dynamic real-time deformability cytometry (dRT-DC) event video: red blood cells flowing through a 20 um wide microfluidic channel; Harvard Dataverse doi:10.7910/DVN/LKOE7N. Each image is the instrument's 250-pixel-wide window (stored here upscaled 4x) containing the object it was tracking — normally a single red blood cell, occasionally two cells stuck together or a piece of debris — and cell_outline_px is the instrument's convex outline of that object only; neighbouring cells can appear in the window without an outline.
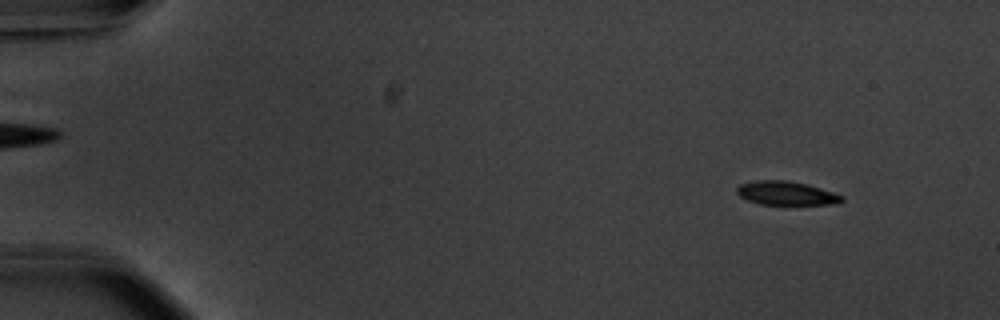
{"species": "common noctule bat (a hibernating species)", "species_latin": "Nyctalus noctula", "temperature_condition": "warm", "stored_images_in_passage": 55, "camera_frame_rate_fps": 3000, "um_per_image_px": 0.085, "animal": {"sex": "male", "body_mass_g": 20.1, "forearm_length_mm": 53.5}, "frame": {"image": 1, "passage_image": 6, "time_ms": 1.667, "image_size_px": [1000, 320], "cell_outline_px": [[844, 200], [836, 204], [760, 204], [748, 200], [740, 196], [736, 192], [736, 188], [740, 184], [756, 180], [788, 180], [820, 188], [844, 196]], "centroid_in_image_um": [66.81, 16.42], "position_along_channel_um": 18.2, "area_um2": 14.39}}
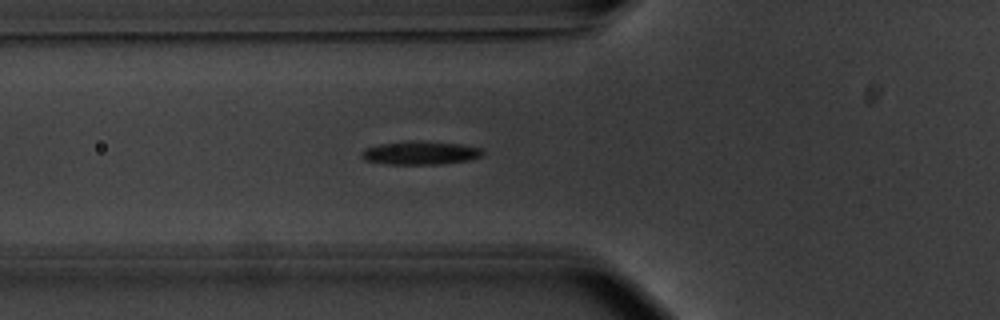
{"frame": {"image": 2, "passage_image": 21, "time_ms": 6.667, "image_size_px": [1000, 320], "cell_outline_px": [[484, 156], [468, 160], [440, 164], [384, 164], [364, 160], [360, 156], [360, 152], [364, 148], [380, 144], [408, 140], [420, 140], [460, 144], [480, 148], [484, 152]], "centroid_in_image_um": [35.69, 12.99], "position_along_channel_um": 90.1, "area_um2": 16.82}}
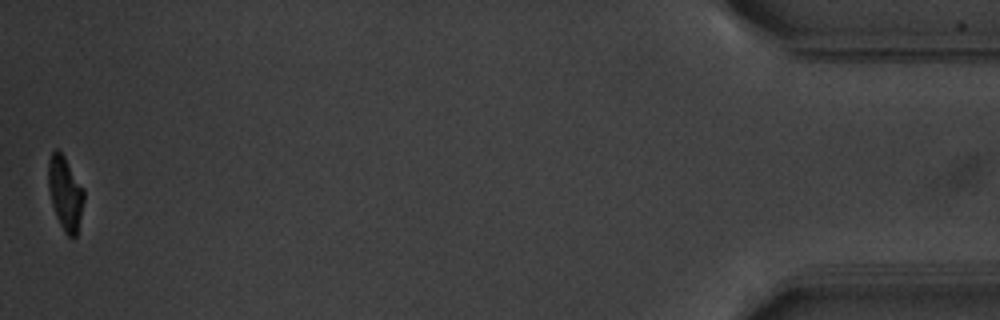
{"frame": {"image": 3, "passage_image": 55, "time_ms": 18.0, "image_size_px": [1000, 320], "cell_outline_px": [[84, 200], [76, 236], [68, 236], [64, 232], [56, 216], [52, 204], [48, 188], [48, 160], [52, 152], [56, 148], [64, 156], [84, 188]], "centroid_in_image_um": [5.54, 16.4], "position_along_channel_um": 429.7, "area_um2": 15.2}, "authors_computed_cell_mechanics": {"area_um2": 16.3574, "velocity_mm_per_s": 3.7404, "shape_relaxation_time_tau1_ms": 2.8557, "shape_relaxation_time_tau2_ms": 1.3848, "deformation_change_tau1": 0.1674, "deformation_change_tau2": 0.0753}}